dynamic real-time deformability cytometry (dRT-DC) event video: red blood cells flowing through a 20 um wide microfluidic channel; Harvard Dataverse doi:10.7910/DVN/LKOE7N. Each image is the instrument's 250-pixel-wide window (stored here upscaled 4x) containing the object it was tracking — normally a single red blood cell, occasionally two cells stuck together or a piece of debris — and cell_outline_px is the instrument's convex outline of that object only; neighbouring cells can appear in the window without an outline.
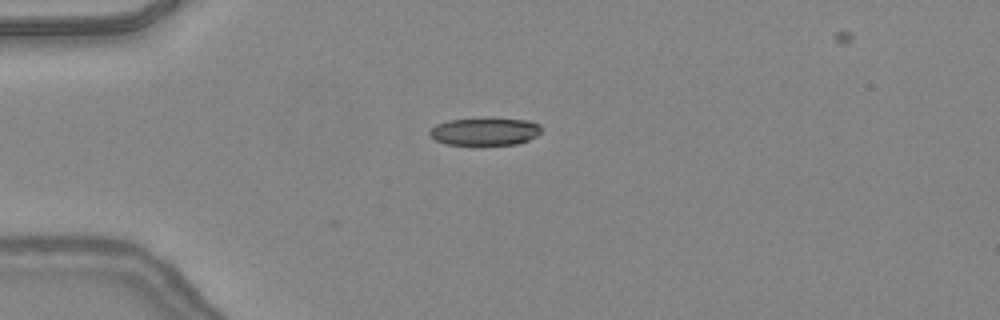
{"species": "common noctule bat (a hibernating species)", "species_latin": "Nyctalus noctula", "temperature_condition": "warm", "stored_images_in_passage": 2, "camera_frame_rate_fps": 3000, "um_per_image_px": 0.085, "animal": {"sex": "female", "body_mass_g": 24.6, "forearm_length_mm": 56.2}, "frame": {"image": 1, "passage_image": 2, "time_ms": 0.333, "image_size_px": [1000, 320], "cell_outline_px": [[540, 132], [536, 136], [520, 144], [444, 144], [436, 140], [428, 132], [436, 124], [448, 120], [484, 116], [492, 116], [528, 120], [540, 124]], "centroid_in_image_um": [41.23, 11.12], "position_along_channel_um": 43.8, "area_um2": 18.55}}